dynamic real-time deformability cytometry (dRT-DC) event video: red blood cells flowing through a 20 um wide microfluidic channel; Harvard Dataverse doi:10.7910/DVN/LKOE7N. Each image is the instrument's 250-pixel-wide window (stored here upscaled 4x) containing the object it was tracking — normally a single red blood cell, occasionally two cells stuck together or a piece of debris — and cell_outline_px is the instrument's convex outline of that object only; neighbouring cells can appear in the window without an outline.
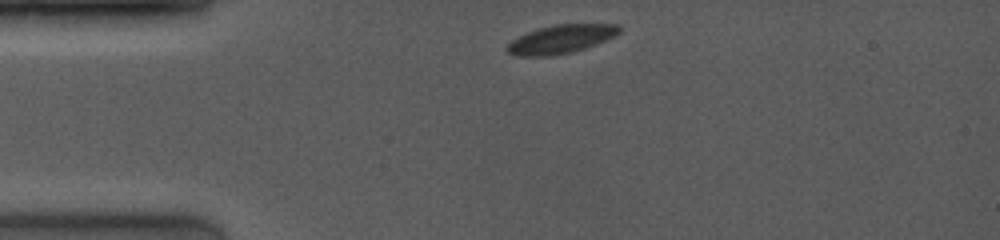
{"species": "common noctule bat (a hibernating species)", "species_latin": "Nyctalus noctula", "temperature_condition": "room temperature", "stored_images_in_passage": 8, "camera_frame_rate_fps": 4000, "um_per_image_px": 0.085, "animal": {"sex": "female", "body_mass_g": 19.0, "forearm_length_mm": 53.3}, "frame": {"image": 1, "passage_image": 1, "time_ms": 0.0, "image_size_px": [1000, 240], "cell_outline_px": [[620, 32], [616, 36], [596, 44], [572, 52], [552, 56], [516, 56], [508, 52], [504, 48], [512, 40], [528, 32], [540, 28], [556, 24], [620, 24]], "centroid_in_image_um": [47.69, 3.33], "position_along_channel_um": 37.3, "area_um2": 18.61}}
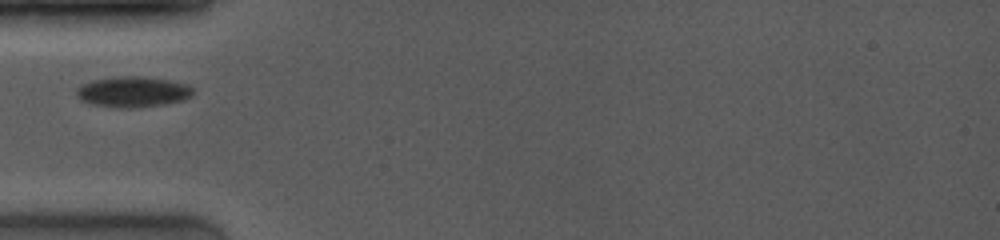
{"frame": {"image": 2, "passage_image": 3, "time_ms": 1.75, "image_size_px": [1000, 240], "cell_outline_px": [[192, 96], [184, 100], [164, 104], [132, 108], [116, 108], [92, 104], [80, 100], [76, 96], [76, 88], [92, 80], [120, 76], [140, 76], [168, 80], [188, 84], [192, 88]], "centroid_in_image_um": [11.28, 7.81], "position_along_channel_um": 73.7, "area_um2": 20.87}}
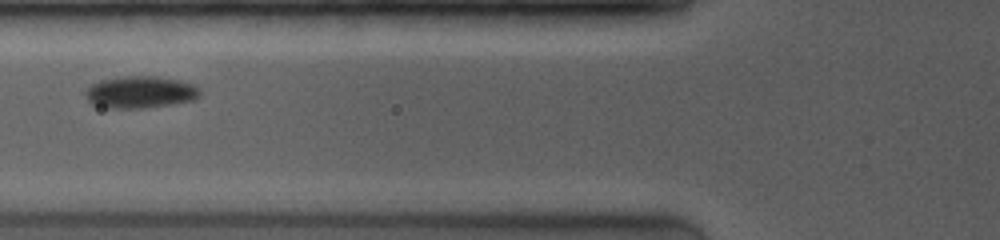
{"frame": {"image": 3, "passage_image": 4, "time_ms": 2.75, "image_size_px": [1000, 240], "cell_outline_px": [[200, 96], [196, 100], [172, 104], [144, 108], [108, 108], [92, 104], [84, 96], [84, 92], [92, 84], [100, 80], [124, 76], [156, 76], [180, 80], [192, 84], [200, 88]], "centroid_in_image_um": [11.94, 7.83], "position_along_channel_um": 113.9, "area_um2": 21.56}}